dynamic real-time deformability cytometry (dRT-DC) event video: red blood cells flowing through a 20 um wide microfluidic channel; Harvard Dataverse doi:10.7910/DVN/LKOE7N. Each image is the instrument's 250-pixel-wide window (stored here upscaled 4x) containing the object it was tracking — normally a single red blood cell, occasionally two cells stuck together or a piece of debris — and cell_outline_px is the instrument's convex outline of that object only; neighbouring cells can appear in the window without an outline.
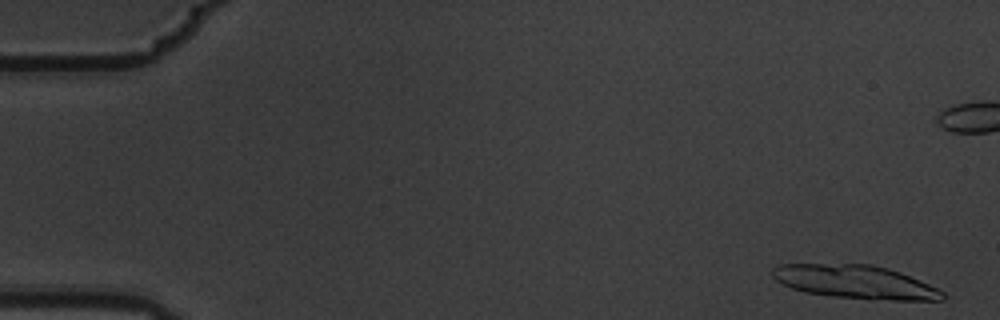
{"species": "common noctule bat (a hibernating species)", "species_latin": "Nyctalus noctula", "temperature_condition": "warm", "stored_images_in_passage": 9, "segment_of_instrument_passage": [1, 2], "camera_frame_rate_fps": 3000, "um_per_image_px": 0.085, "animal": {"sex": "male", "body_mass_g": 19.5, "forearm_length_mm": 54.6}, "frame": {"image": 1, "passage_image": 1, "time_ms": 0.0, "image_size_px": [1000, 320], "cell_outline_px": [[944, 300], [872, 300], [832, 296], [804, 292], [792, 288], [776, 280], [772, 276], [772, 268], [780, 264], [872, 264], [888, 268], [900, 272], [928, 284], [944, 292]], "centroid_in_image_um": [72.69, 23.97], "position_along_channel_um": 12.3, "area_um2": 33.12}}